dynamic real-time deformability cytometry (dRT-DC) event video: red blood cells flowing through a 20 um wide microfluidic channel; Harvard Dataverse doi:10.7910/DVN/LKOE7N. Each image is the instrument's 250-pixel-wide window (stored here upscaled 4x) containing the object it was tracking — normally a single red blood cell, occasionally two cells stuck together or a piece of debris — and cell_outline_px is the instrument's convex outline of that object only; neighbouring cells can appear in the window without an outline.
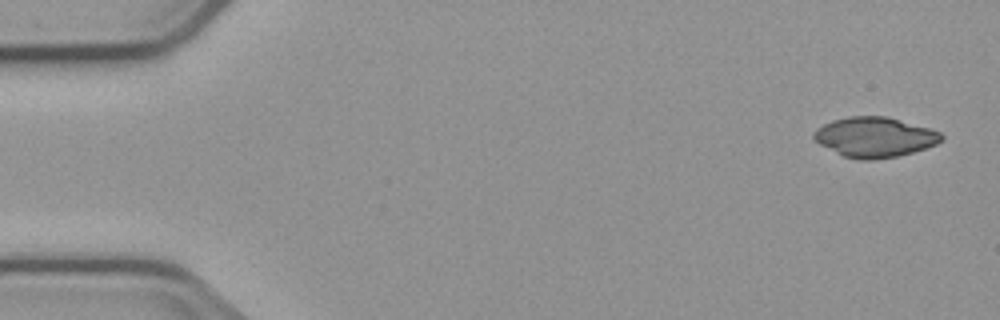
{"species": "common noctule bat (a hibernating species)", "species_latin": "Nyctalus noctula", "temperature_condition": "cold", "stored_images_in_passage": 5, "camera_frame_rate_fps": 3000, "um_per_image_px": 0.085, "animal": {"sex": "male", "body_mass_g": 23.1, "forearm_length_mm": 52.7}, "frame": {"image": 1, "passage_image": 1, "time_ms": 0.0, "image_size_px": [1000, 320], "cell_outline_px": [[944, 136], [936, 144], [912, 152], [896, 156], [872, 160], [856, 160], [844, 156], [820, 144], [812, 136], [812, 132], [816, 128], [832, 120], [848, 116], [888, 116], [928, 128], [940, 132]], "centroid_in_image_um": [74.31, 11.65], "position_along_channel_um": 10.7, "area_um2": 29.59}}